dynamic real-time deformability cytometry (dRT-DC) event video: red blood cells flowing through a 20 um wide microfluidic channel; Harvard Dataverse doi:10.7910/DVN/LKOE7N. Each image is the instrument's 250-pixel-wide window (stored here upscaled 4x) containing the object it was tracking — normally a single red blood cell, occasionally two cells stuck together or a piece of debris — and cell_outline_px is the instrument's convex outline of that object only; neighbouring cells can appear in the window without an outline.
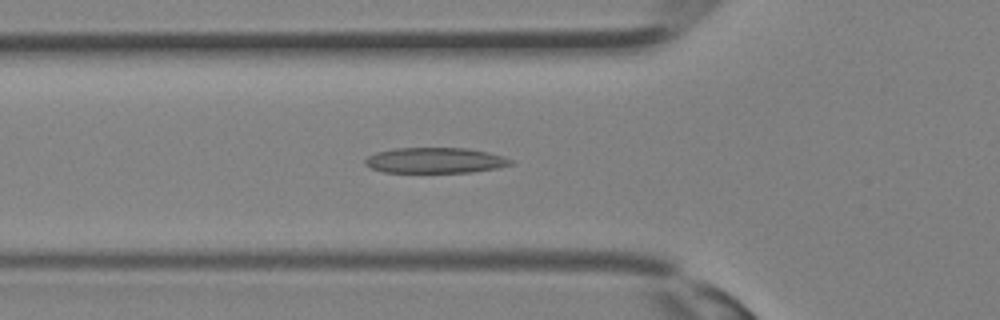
{"species": "Egyptian fruit bat (a non-hibernating species)", "species_latin": "Rousettus aegyptiacus", "temperature_condition": "room temperature", "stored_images_in_passage": 27, "camera_frame_rate_fps": 3000, "um_per_image_px": 0.085, "animal": {"sex": "female"}, "frame": {"image": 1, "passage_image": 8, "time_ms": 2.333, "image_size_px": [1000, 320], "cell_outline_px": [[516, 164], [500, 168], [472, 172], [384, 172], [372, 168], [364, 164], [364, 160], [368, 156], [376, 152], [392, 148], [468, 148], [488, 152], [512, 160]], "centroid_in_image_um": [37.0, 13.63], "position_along_channel_um": 88.8, "area_um2": 21.79}}
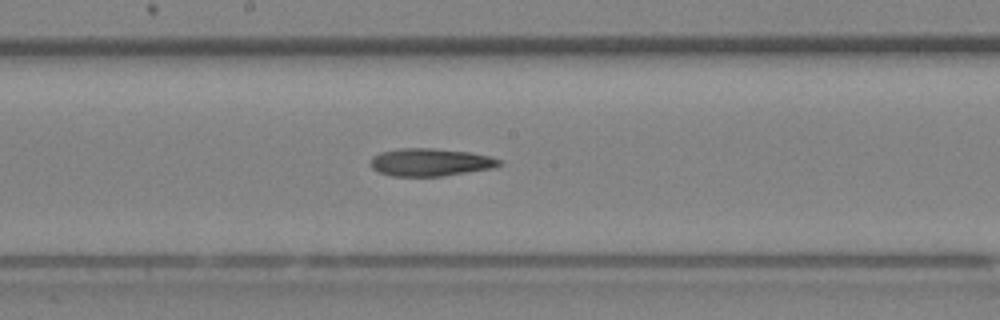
{"frame": {"image": 2, "passage_image": 14, "time_ms": 4.333, "image_size_px": [1000, 320], "cell_outline_px": [[504, 164], [492, 168], [444, 176], [392, 176], [380, 172], [372, 168], [368, 164], [372, 156], [380, 152], [400, 148], [432, 148], [468, 152], [488, 156], [500, 160]], "centroid_in_image_um": [36.54, 13.79], "position_along_channel_um": 211.7, "area_um2": 20.81}}
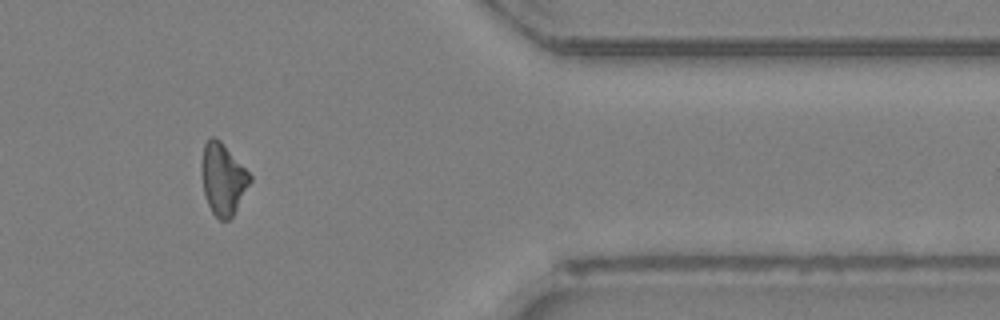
{"frame": {"image": 3, "passage_image": 24, "time_ms": 7.667, "image_size_px": [1000, 320], "cell_outline_px": [[252, 180], [232, 216], [228, 220], [220, 220], [212, 212], [208, 204], [204, 192], [200, 168], [200, 164], [204, 144], [212, 136], [220, 140], [252, 176]], "centroid_in_image_um": [18.93, 15.2], "position_along_channel_um": 392.5, "area_um2": 20.0}}